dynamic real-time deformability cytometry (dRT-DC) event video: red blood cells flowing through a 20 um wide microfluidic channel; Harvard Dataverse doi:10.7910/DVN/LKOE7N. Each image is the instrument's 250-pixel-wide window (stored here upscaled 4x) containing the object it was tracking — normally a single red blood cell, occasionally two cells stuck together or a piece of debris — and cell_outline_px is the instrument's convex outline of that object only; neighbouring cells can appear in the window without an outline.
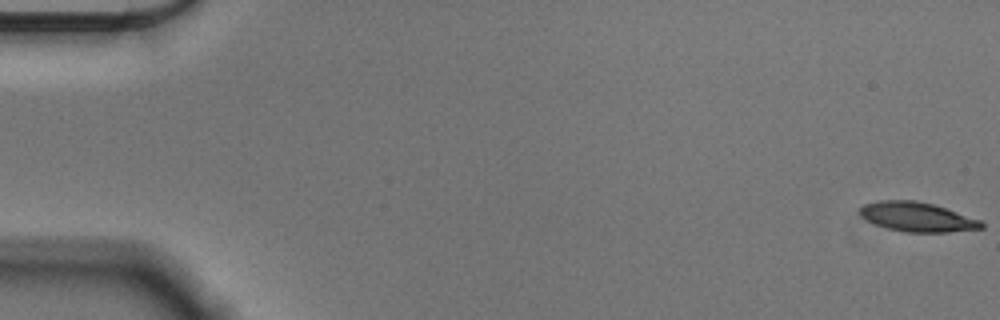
{"species": "Egyptian fruit bat (a non-hibernating species)", "species_latin": "Rousettus aegyptiacus", "temperature_condition": "cold", "stored_images_in_passage": 57, "camera_frame_rate_fps": 3000, "um_per_image_px": 0.085, "animal": {"sex": "male"}, "frame": {"image": 1, "passage_image": 1, "time_ms": 0.0, "image_size_px": [1000, 320], "cell_outline_px": [[984, 228], [948, 232], [904, 232], [888, 228], [876, 224], [860, 216], [860, 208], [864, 204], [880, 200], [916, 200], [932, 204], [980, 220], [984, 224]], "centroid_in_image_um": [77.95, 18.44], "position_along_channel_um": 7.1, "area_um2": 20.58}}
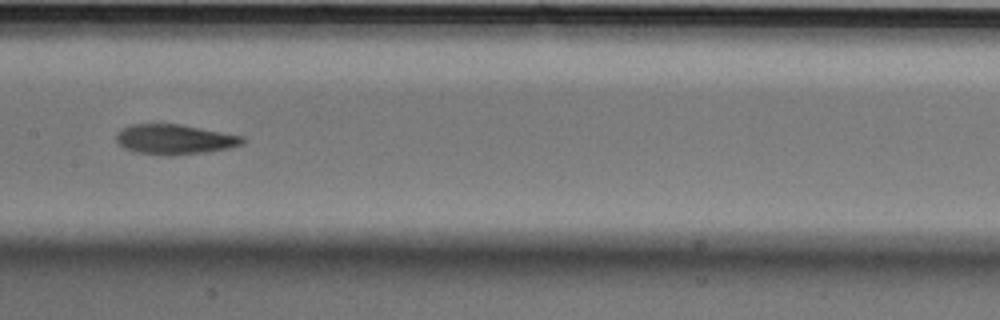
{"frame": {"image": 2, "passage_image": 29, "time_ms": 9.333, "image_size_px": [1000, 320], "cell_outline_px": [[248, 140], [244, 144], [232, 148], [208, 152], [172, 156], [168, 156], [132, 152], [124, 148], [116, 140], [116, 136], [124, 128], [132, 124], [180, 124], [244, 136]], "centroid_in_image_um": [14.92, 11.87], "position_along_channel_um": 192.5, "area_um2": 22.37}}
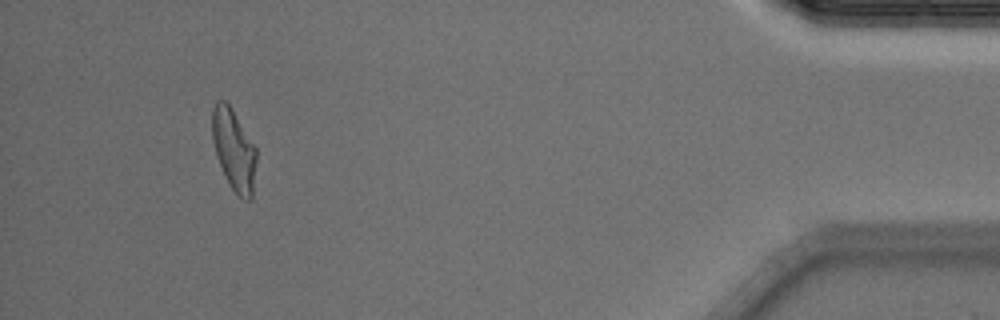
{"frame": {"image": 3, "passage_image": 53, "time_ms": 17.333, "image_size_px": [1000, 320], "cell_outline_px": [[256, 160], [252, 200], [244, 200], [228, 184], [216, 156], [212, 136], [212, 108], [216, 100], [224, 100], [232, 108], [256, 148]], "centroid_in_image_um": [19.87, 12.72], "position_along_channel_um": 415.3, "area_um2": 20.92}, "authors_computed_cell_mechanics": {"area_um2": 21.675, "velocity_mm_per_s": 3.5781, "shape_relaxation_time_tau1_ms": 3.9084, "shape_relaxation_time_tau2_ms": 2.7838, "deformation_change_tau1": 0.1624, "deformation_change_tau2": 0.1076}}